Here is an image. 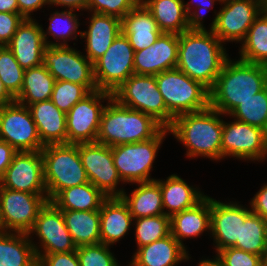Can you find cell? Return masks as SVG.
Here are the masks:
<instances>
[{"label": "cell", "mask_w": 267, "mask_h": 266, "mask_svg": "<svg viewBox=\"0 0 267 266\" xmlns=\"http://www.w3.org/2000/svg\"><path fill=\"white\" fill-rule=\"evenodd\" d=\"M228 58L223 43L211 30H188L179 34L176 68L209 90Z\"/></svg>", "instance_id": "obj_1"}, {"label": "cell", "mask_w": 267, "mask_h": 266, "mask_svg": "<svg viewBox=\"0 0 267 266\" xmlns=\"http://www.w3.org/2000/svg\"><path fill=\"white\" fill-rule=\"evenodd\" d=\"M267 86V66L238 58L225 62L210 92V107L229 115L241 102Z\"/></svg>", "instance_id": "obj_2"}, {"label": "cell", "mask_w": 267, "mask_h": 266, "mask_svg": "<svg viewBox=\"0 0 267 266\" xmlns=\"http://www.w3.org/2000/svg\"><path fill=\"white\" fill-rule=\"evenodd\" d=\"M221 115V112L210 106L201 111L184 113L173 119L168 131L186 147L187 157L201 156L215 161L222 160Z\"/></svg>", "instance_id": "obj_3"}, {"label": "cell", "mask_w": 267, "mask_h": 266, "mask_svg": "<svg viewBox=\"0 0 267 266\" xmlns=\"http://www.w3.org/2000/svg\"><path fill=\"white\" fill-rule=\"evenodd\" d=\"M105 106L96 142L106 146L136 143L154 138L164 127L152 116L121 105L111 98Z\"/></svg>", "instance_id": "obj_4"}, {"label": "cell", "mask_w": 267, "mask_h": 266, "mask_svg": "<svg viewBox=\"0 0 267 266\" xmlns=\"http://www.w3.org/2000/svg\"><path fill=\"white\" fill-rule=\"evenodd\" d=\"M41 155L49 201L64 189L89 182L78 144H48L41 150Z\"/></svg>", "instance_id": "obj_5"}, {"label": "cell", "mask_w": 267, "mask_h": 266, "mask_svg": "<svg viewBox=\"0 0 267 266\" xmlns=\"http://www.w3.org/2000/svg\"><path fill=\"white\" fill-rule=\"evenodd\" d=\"M155 78L166 108L174 117L210 106L209 89L181 70H166L155 75Z\"/></svg>", "instance_id": "obj_6"}, {"label": "cell", "mask_w": 267, "mask_h": 266, "mask_svg": "<svg viewBox=\"0 0 267 266\" xmlns=\"http://www.w3.org/2000/svg\"><path fill=\"white\" fill-rule=\"evenodd\" d=\"M168 128H163L154 138L136 143L120 144L112 147L114 166L125 183L155 181L151 178L153 163L165 139Z\"/></svg>", "instance_id": "obj_7"}, {"label": "cell", "mask_w": 267, "mask_h": 266, "mask_svg": "<svg viewBox=\"0 0 267 266\" xmlns=\"http://www.w3.org/2000/svg\"><path fill=\"white\" fill-rule=\"evenodd\" d=\"M112 94L121 105L152 116L164 128L175 118L166 108L155 75L132 74Z\"/></svg>", "instance_id": "obj_8"}, {"label": "cell", "mask_w": 267, "mask_h": 266, "mask_svg": "<svg viewBox=\"0 0 267 266\" xmlns=\"http://www.w3.org/2000/svg\"><path fill=\"white\" fill-rule=\"evenodd\" d=\"M221 6L220 11L214 12L210 30L224 44L241 43L255 19L267 7V0H222Z\"/></svg>", "instance_id": "obj_9"}, {"label": "cell", "mask_w": 267, "mask_h": 266, "mask_svg": "<svg viewBox=\"0 0 267 266\" xmlns=\"http://www.w3.org/2000/svg\"><path fill=\"white\" fill-rule=\"evenodd\" d=\"M134 49L121 32L93 63L97 89L113 93L134 74Z\"/></svg>", "instance_id": "obj_10"}, {"label": "cell", "mask_w": 267, "mask_h": 266, "mask_svg": "<svg viewBox=\"0 0 267 266\" xmlns=\"http://www.w3.org/2000/svg\"><path fill=\"white\" fill-rule=\"evenodd\" d=\"M80 51L68 46H47L43 65L55 81H69L83 85L89 92L97 90L93 63Z\"/></svg>", "instance_id": "obj_11"}, {"label": "cell", "mask_w": 267, "mask_h": 266, "mask_svg": "<svg viewBox=\"0 0 267 266\" xmlns=\"http://www.w3.org/2000/svg\"><path fill=\"white\" fill-rule=\"evenodd\" d=\"M112 97L111 92L97 89L66 113L67 144L96 142L101 115L106 106L102 102L109 101Z\"/></svg>", "instance_id": "obj_12"}, {"label": "cell", "mask_w": 267, "mask_h": 266, "mask_svg": "<svg viewBox=\"0 0 267 266\" xmlns=\"http://www.w3.org/2000/svg\"><path fill=\"white\" fill-rule=\"evenodd\" d=\"M0 139L18 152L41 151L45 146L29 108L17 101L0 107Z\"/></svg>", "instance_id": "obj_13"}, {"label": "cell", "mask_w": 267, "mask_h": 266, "mask_svg": "<svg viewBox=\"0 0 267 266\" xmlns=\"http://www.w3.org/2000/svg\"><path fill=\"white\" fill-rule=\"evenodd\" d=\"M233 120H223L222 159L231 156L245 161H264L267 157V132L260 127Z\"/></svg>", "instance_id": "obj_14"}, {"label": "cell", "mask_w": 267, "mask_h": 266, "mask_svg": "<svg viewBox=\"0 0 267 266\" xmlns=\"http://www.w3.org/2000/svg\"><path fill=\"white\" fill-rule=\"evenodd\" d=\"M47 195L14 191L2 187L1 231L28 233L48 202Z\"/></svg>", "instance_id": "obj_15"}, {"label": "cell", "mask_w": 267, "mask_h": 266, "mask_svg": "<svg viewBox=\"0 0 267 266\" xmlns=\"http://www.w3.org/2000/svg\"><path fill=\"white\" fill-rule=\"evenodd\" d=\"M78 150L89 182L107 197H120L125 191L117 189L123 182L114 166L112 147L94 143H79Z\"/></svg>", "instance_id": "obj_16"}, {"label": "cell", "mask_w": 267, "mask_h": 266, "mask_svg": "<svg viewBox=\"0 0 267 266\" xmlns=\"http://www.w3.org/2000/svg\"><path fill=\"white\" fill-rule=\"evenodd\" d=\"M27 234H35L39 238L38 246L32 241L36 254L68 253L77 249L65 225L62 210L51 201L40 210L32 229Z\"/></svg>", "instance_id": "obj_17"}, {"label": "cell", "mask_w": 267, "mask_h": 266, "mask_svg": "<svg viewBox=\"0 0 267 266\" xmlns=\"http://www.w3.org/2000/svg\"><path fill=\"white\" fill-rule=\"evenodd\" d=\"M4 188L47 195L41 151L17 152L1 180Z\"/></svg>", "instance_id": "obj_18"}, {"label": "cell", "mask_w": 267, "mask_h": 266, "mask_svg": "<svg viewBox=\"0 0 267 266\" xmlns=\"http://www.w3.org/2000/svg\"><path fill=\"white\" fill-rule=\"evenodd\" d=\"M250 213V208L237 202L223 203L211 198L210 234L212 233L216 253L240 241L241 221H245Z\"/></svg>", "instance_id": "obj_19"}, {"label": "cell", "mask_w": 267, "mask_h": 266, "mask_svg": "<svg viewBox=\"0 0 267 266\" xmlns=\"http://www.w3.org/2000/svg\"><path fill=\"white\" fill-rule=\"evenodd\" d=\"M179 34L162 32L150 47L135 51L134 74L157 75L176 68Z\"/></svg>", "instance_id": "obj_20"}, {"label": "cell", "mask_w": 267, "mask_h": 266, "mask_svg": "<svg viewBox=\"0 0 267 266\" xmlns=\"http://www.w3.org/2000/svg\"><path fill=\"white\" fill-rule=\"evenodd\" d=\"M42 27L33 18L24 19L7 45L24 70L43 64V52L47 46Z\"/></svg>", "instance_id": "obj_21"}, {"label": "cell", "mask_w": 267, "mask_h": 266, "mask_svg": "<svg viewBox=\"0 0 267 266\" xmlns=\"http://www.w3.org/2000/svg\"><path fill=\"white\" fill-rule=\"evenodd\" d=\"M88 30L82 31L85 40L86 57L94 63L122 32V20L114 16L91 13Z\"/></svg>", "instance_id": "obj_22"}, {"label": "cell", "mask_w": 267, "mask_h": 266, "mask_svg": "<svg viewBox=\"0 0 267 266\" xmlns=\"http://www.w3.org/2000/svg\"><path fill=\"white\" fill-rule=\"evenodd\" d=\"M187 248L182 246L171 234L136 249L129 266H177L188 261Z\"/></svg>", "instance_id": "obj_23"}, {"label": "cell", "mask_w": 267, "mask_h": 266, "mask_svg": "<svg viewBox=\"0 0 267 266\" xmlns=\"http://www.w3.org/2000/svg\"><path fill=\"white\" fill-rule=\"evenodd\" d=\"M133 224V217L121 197H107L100 207V239L105 245L120 241Z\"/></svg>", "instance_id": "obj_24"}, {"label": "cell", "mask_w": 267, "mask_h": 266, "mask_svg": "<svg viewBox=\"0 0 267 266\" xmlns=\"http://www.w3.org/2000/svg\"><path fill=\"white\" fill-rule=\"evenodd\" d=\"M122 32L134 51L150 47L162 33L153 15L141 1L123 17Z\"/></svg>", "instance_id": "obj_25"}, {"label": "cell", "mask_w": 267, "mask_h": 266, "mask_svg": "<svg viewBox=\"0 0 267 266\" xmlns=\"http://www.w3.org/2000/svg\"><path fill=\"white\" fill-rule=\"evenodd\" d=\"M44 145L67 144L66 113L51 100L28 106Z\"/></svg>", "instance_id": "obj_26"}, {"label": "cell", "mask_w": 267, "mask_h": 266, "mask_svg": "<svg viewBox=\"0 0 267 266\" xmlns=\"http://www.w3.org/2000/svg\"><path fill=\"white\" fill-rule=\"evenodd\" d=\"M211 197L206 195L194 207L170 217L171 235L185 247L183 240L196 238L204 231H210Z\"/></svg>", "instance_id": "obj_27"}, {"label": "cell", "mask_w": 267, "mask_h": 266, "mask_svg": "<svg viewBox=\"0 0 267 266\" xmlns=\"http://www.w3.org/2000/svg\"><path fill=\"white\" fill-rule=\"evenodd\" d=\"M155 181L160 185L164 213L169 217L194 207L206 196L199 188L188 185L177 174L170 175L166 181L165 179H156ZM165 209L168 210L165 211Z\"/></svg>", "instance_id": "obj_28"}, {"label": "cell", "mask_w": 267, "mask_h": 266, "mask_svg": "<svg viewBox=\"0 0 267 266\" xmlns=\"http://www.w3.org/2000/svg\"><path fill=\"white\" fill-rule=\"evenodd\" d=\"M32 240L27 233L0 231V266H38Z\"/></svg>", "instance_id": "obj_29"}, {"label": "cell", "mask_w": 267, "mask_h": 266, "mask_svg": "<svg viewBox=\"0 0 267 266\" xmlns=\"http://www.w3.org/2000/svg\"><path fill=\"white\" fill-rule=\"evenodd\" d=\"M136 184L138 187L130 195L124 191L120 196L127 204L133 219L165 214L160 185L156 181Z\"/></svg>", "instance_id": "obj_30"}, {"label": "cell", "mask_w": 267, "mask_h": 266, "mask_svg": "<svg viewBox=\"0 0 267 266\" xmlns=\"http://www.w3.org/2000/svg\"><path fill=\"white\" fill-rule=\"evenodd\" d=\"M151 12L158 28L164 33L188 31V15L184 0H141Z\"/></svg>", "instance_id": "obj_31"}, {"label": "cell", "mask_w": 267, "mask_h": 266, "mask_svg": "<svg viewBox=\"0 0 267 266\" xmlns=\"http://www.w3.org/2000/svg\"><path fill=\"white\" fill-rule=\"evenodd\" d=\"M62 214L77 247L101 243L100 210H62Z\"/></svg>", "instance_id": "obj_32"}, {"label": "cell", "mask_w": 267, "mask_h": 266, "mask_svg": "<svg viewBox=\"0 0 267 266\" xmlns=\"http://www.w3.org/2000/svg\"><path fill=\"white\" fill-rule=\"evenodd\" d=\"M107 198L92 183H84L60 191L51 202L60 210L93 211L100 210Z\"/></svg>", "instance_id": "obj_33"}, {"label": "cell", "mask_w": 267, "mask_h": 266, "mask_svg": "<svg viewBox=\"0 0 267 266\" xmlns=\"http://www.w3.org/2000/svg\"><path fill=\"white\" fill-rule=\"evenodd\" d=\"M55 83L54 77L43 65L24 71L23 85L15 101L25 106L50 100Z\"/></svg>", "instance_id": "obj_34"}, {"label": "cell", "mask_w": 267, "mask_h": 266, "mask_svg": "<svg viewBox=\"0 0 267 266\" xmlns=\"http://www.w3.org/2000/svg\"><path fill=\"white\" fill-rule=\"evenodd\" d=\"M241 44L239 59L267 66V7L255 19Z\"/></svg>", "instance_id": "obj_35"}, {"label": "cell", "mask_w": 267, "mask_h": 266, "mask_svg": "<svg viewBox=\"0 0 267 266\" xmlns=\"http://www.w3.org/2000/svg\"><path fill=\"white\" fill-rule=\"evenodd\" d=\"M232 247L262 256L267 261V221L251 212L241 221L240 241Z\"/></svg>", "instance_id": "obj_36"}, {"label": "cell", "mask_w": 267, "mask_h": 266, "mask_svg": "<svg viewBox=\"0 0 267 266\" xmlns=\"http://www.w3.org/2000/svg\"><path fill=\"white\" fill-rule=\"evenodd\" d=\"M74 11L76 10L66 9L61 12L55 11L51 14L47 31L45 32V30H42L46 46H68L67 42L69 40H76L78 34H80L79 36L81 37L82 31H78L80 25L79 17ZM49 35L58 42L49 41L47 37Z\"/></svg>", "instance_id": "obj_37"}, {"label": "cell", "mask_w": 267, "mask_h": 266, "mask_svg": "<svg viewBox=\"0 0 267 266\" xmlns=\"http://www.w3.org/2000/svg\"><path fill=\"white\" fill-rule=\"evenodd\" d=\"M228 116L260 127L267 132V86L251 98L241 102Z\"/></svg>", "instance_id": "obj_38"}, {"label": "cell", "mask_w": 267, "mask_h": 266, "mask_svg": "<svg viewBox=\"0 0 267 266\" xmlns=\"http://www.w3.org/2000/svg\"><path fill=\"white\" fill-rule=\"evenodd\" d=\"M137 248L150 244L171 234L170 217L165 214L133 219Z\"/></svg>", "instance_id": "obj_39"}, {"label": "cell", "mask_w": 267, "mask_h": 266, "mask_svg": "<svg viewBox=\"0 0 267 266\" xmlns=\"http://www.w3.org/2000/svg\"><path fill=\"white\" fill-rule=\"evenodd\" d=\"M24 71L12 51L7 46H2L0 48V80L14 98L22 88Z\"/></svg>", "instance_id": "obj_40"}, {"label": "cell", "mask_w": 267, "mask_h": 266, "mask_svg": "<svg viewBox=\"0 0 267 266\" xmlns=\"http://www.w3.org/2000/svg\"><path fill=\"white\" fill-rule=\"evenodd\" d=\"M89 93L83 85L69 81H55L50 100L61 111L67 113Z\"/></svg>", "instance_id": "obj_41"}, {"label": "cell", "mask_w": 267, "mask_h": 266, "mask_svg": "<svg viewBox=\"0 0 267 266\" xmlns=\"http://www.w3.org/2000/svg\"><path fill=\"white\" fill-rule=\"evenodd\" d=\"M109 248L103 243L77 247L80 266H120Z\"/></svg>", "instance_id": "obj_42"}, {"label": "cell", "mask_w": 267, "mask_h": 266, "mask_svg": "<svg viewBox=\"0 0 267 266\" xmlns=\"http://www.w3.org/2000/svg\"><path fill=\"white\" fill-rule=\"evenodd\" d=\"M141 0H89L88 12L114 16L120 20Z\"/></svg>", "instance_id": "obj_43"}, {"label": "cell", "mask_w": 267, "mask_h": 266, "mask_svg": "<svg viewBox=\"0 0 267 266\" xmlns=\"http://www.w3.org/2000/svg\"><path fill=\"white\" fill-rule=\"evenodd\" d=\"M217 256L221 259L223 266H267L262 256L235 247L219 250Z\"/></svg>", "instance_id": "obj_44"}, {"label": "cell", "mask_w": 267, "mask_h": 266, "mask_svg": "<svg viewBox=\"0 0 267 266\" xmlns=\"http://www.w3.org/2000/svg\"><path fill=\"white\" fill-rule=\"evenodd\" d=\"M196 3V11L192 10L190 6L191 3L193 4V0L190 1V3H184L185 11L188 15V30H207L204 26V22L202 21L204 16V13L206 10H210L212 7H214V3L217 1L219 4L222 2V0H194ZM198 10V11H197ZM201 11V13H200ZM204 11V12H203ZM207 12V11H206Z\"/></svg>", "instance_id": "obj_45"}, {"label": "cell", "mask_w": 267, "mask_h": 266, "mask_svg": "<svg viewBox=\"0 0 267 266\" xmlns=\"http://www.w3.org/2000/svg\"><path fill=\"white\" fill-rule=\"evenodd\" d=\"M24 18L19 13L0 12V45L7 46Z\"/></svg>", "instance_id": "obj_46"}, {"label": "cell", "mask_w": 267, "mask_h": 266, "mask_svg": "<svg viewBox=\"0 0 267 266\" xmlns=\"http://www.w3.org/2000/svg\"><path fill=\"white\" fill-rule=\"evenodd\" d=\"M36 255L38 266H80L76 251Z\"/></svg>", "instance_id": "obj_47"}, {"label": "cell", "mask_w": 267, "mask_h": 266, "mask_svg": "<svg viewBox=\"0 0 267 266\" xmlns=\"http://www.w3.org/2000/svg\"><path fill=\"white\" fill-rule=\"evenodd\" d=\"M250 206L251 212L267 221V183L251 199Z\"/></svg>", "instance_id": "obj_48"}, {"label": "cell", "mask_w": 267, "mask_h": 266, "mask_svg": "<svg viewBox=\"0 0 267 266\" xmlns=\"http://www.w3.org/2000/svg\"><path fill=\"white\" fill-rule=\"evenodd\" d=\"M19 14L24 19H32L31 13L42 9L43 5H50L49 0H17Z\"/></svg>", "instance_id": "obj_49"}, {"label": "cell", "mask_w": 267, "mask_h": 266, "mask_svg": "<svg viewBox=\"0 0 267 266\" xmlns=\"http://www.w3.org/2000/svg\"><path fill=\"white\" fill-rule=\"evenodd\" d=\"M17 152L10 144L0 139V181Z\"/></svg>", "instance_id": "obj_50"}, {"label": "cell", "mask_w": 267, "mask_h": 266, "mask_svg": "<svg viewBox=\"0 0 267 266\" xmlns=\"http://www.w3.org/2000/svg\"><path fill=\"white\" fill-rule=\"evenodd\" d=\"M50 6L56 5L68 8L69 10H81L87 11L88 1L89 0H49Z\"/></svg>", "instance_id": "obj_51"}, {"label": "cell", "mask_w": 267, "mask_h": 266, "mask_svg": "<svg viewBox=\"0 0 267 266\" xmlns=\"http://www.w3.org/2000/svg\"><path fill=\"white\" fill-rule=\"evenodd\" d=\"M0 12L19 13L17 0H0Z\"/></svg>", "instance_id": "obj_52"}, {"label": "cell", "mask_w": 267, "mask_h": 266, "mask_svg": "<svg viewBox=\"0 0 267 266\" xmlns=\"http://www.w3.org/2000/svg\"><path fill=\"white\" fill-rule=\"evenodd\" d=\"M14 101L15 98L7 91V89L3 85V82L0 80V107Z\"/></svg>", "instance_id": "obj_53"}, {"label": "cell", "mask_w": 267, "mask_h": 266, "mask_svg": "<svg viewBox=\"0 0 267 266\" xmlns=\"http://www.w3.org/2000/svg\"><path fill=\"white\" fill-rule=\"evenodd\" d=\"M198 266H223L221 259L217 256H215L214 259H203L198 263Z\"/></svg>", "instance_id": "obj_54"}, {"label": "cell", "mask_w": 267, "mask_h": 266, "mask_svg": "<svg viewBox=\"0 0 267 266\" xmlns=\"http://www.w3.org/2000/svg\"><path fill=\"white\" fill-rule=\"evenodd\" d=\"M1 193H2V185L0 181V231H1Z\"/></svg>", "instance_id": "obj_55"}]
</instances>
